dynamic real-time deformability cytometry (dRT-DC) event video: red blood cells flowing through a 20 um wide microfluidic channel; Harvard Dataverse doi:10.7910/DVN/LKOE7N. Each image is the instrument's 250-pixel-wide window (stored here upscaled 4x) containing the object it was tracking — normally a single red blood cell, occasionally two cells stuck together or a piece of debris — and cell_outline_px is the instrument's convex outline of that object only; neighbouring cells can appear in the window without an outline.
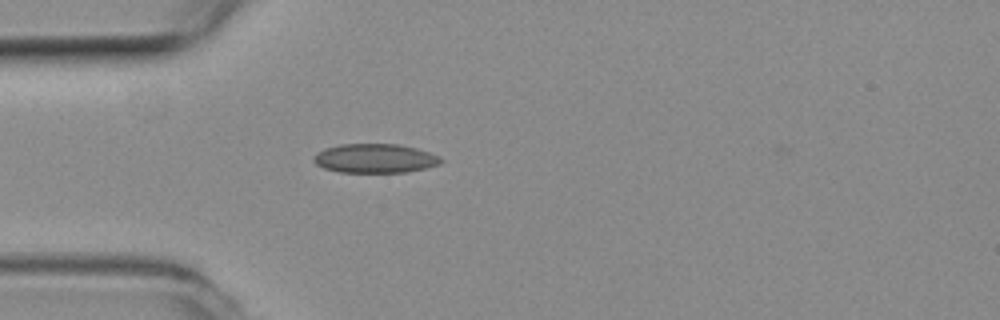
{"species": "common noctule bat (a hibernating species)", "species_latin": "Nyctalus noctula", "temperature_condition": "room temperature", "stored_images_in_passage": 43, "camera_frame_rate_fps": 3000, "um_per_image_px": 0.085, "animal": {"sex": "female", "body_mass_g": 19.3, "forearm_length_mm": 54.1}, "frame": {"image": 1, "passage_image": 2, "time_ms": 0.333, "image_size_px": [1000, 320], "cell_outline_px": [[444, 160], [440, 164], [408, 172], [340, 172], [324, 168], [316, 164], [312, 160], [312, 156], [316, 152], [324, 148], [340, 144], [400, 144], [416, 148], [440, 156]], "centroid_in_image_um": [31.85, 13.45], "position_along_channel_um": 53.1, "area_um2": 21.73}}
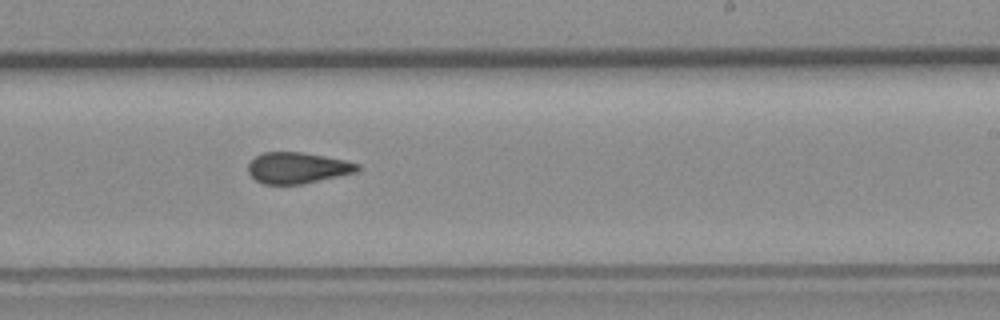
{"frame": {"image": 2, "passage_image": 20, "time_ms": 6.333, "image_size_px": [1000, 320], "cell_outline_px": [[360, 172], [304, 184], [264, 184], [256, 180], [248, 172], [248, 164], [256, 156], [264, 152], [304, 152], [344, 160], [360, 164]], "centroid_in_image_um": [25.34, 14.28], "position_along_channel_um": 263.7, "area_um2": 20.0}}
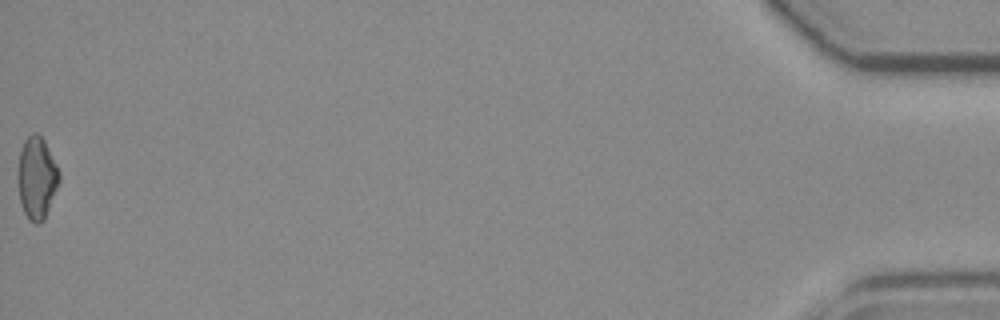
{"frame": {"image": 3, "passage_image": 43, "time_ms": 14.0, "image_size_px": [1000, 320], "cell_outline_px": [[60, 180], [44, 220], [40, 224], [36, 224], [28, 220], [20, 204], [16, 176], [20, 152], [24, 140], [32, 132], [36, 132], [44, 140], [60, 172]], "centroid_in_image_um": [3.1, 15.14], "position_along_channel_um": 432.1, "area_um2": 20.06}, "authors_computed_cell_mechanics": {"area_um2": 20.0566, "velocity_mm_per_s": 3.6109, "shape_relaxation_time_tau1_ms": null, "shape_relaxation_time_tau2_ms": 2.5161, "deformation_change_tau1": null, "deformation_change_tau2": 0.0886}}